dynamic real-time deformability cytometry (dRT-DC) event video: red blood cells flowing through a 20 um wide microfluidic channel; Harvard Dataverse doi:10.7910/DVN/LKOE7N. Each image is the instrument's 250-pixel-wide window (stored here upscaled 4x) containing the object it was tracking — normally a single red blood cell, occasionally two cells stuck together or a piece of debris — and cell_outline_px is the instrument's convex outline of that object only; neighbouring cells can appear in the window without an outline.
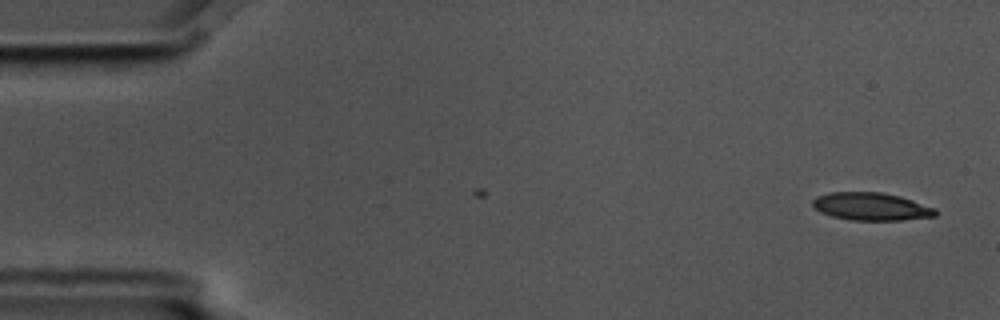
{"species": "common noctule bat (a hibernating species)", "species_latin": "Nyctalus noctula", "temperature_condition": "cold", "stored_images_in_passage": 3, "camera_frame_rate_fps": 3000, "um_per_image_px": 0.085, "animal": {"sex": "male", "body_mass_g": 17.5, "forearm_length_mm": 52.3}, "frame": {"image": 1, "passage_image": 3, "time_ms": 0.667, "image_size_px": [1000, 320], "cell_outline_px": [[936, 216], [900, 220], [852, 220], [832, 216], [820, 212], [812, 204], [812, 200], [816, 196], [828, 192], [880, 192], [900, 196], [936, 208]], "centroid_in_image_um": [74.03, 17.55], "position_along_channel_um": 11.0, "area_um2": 19.83}}